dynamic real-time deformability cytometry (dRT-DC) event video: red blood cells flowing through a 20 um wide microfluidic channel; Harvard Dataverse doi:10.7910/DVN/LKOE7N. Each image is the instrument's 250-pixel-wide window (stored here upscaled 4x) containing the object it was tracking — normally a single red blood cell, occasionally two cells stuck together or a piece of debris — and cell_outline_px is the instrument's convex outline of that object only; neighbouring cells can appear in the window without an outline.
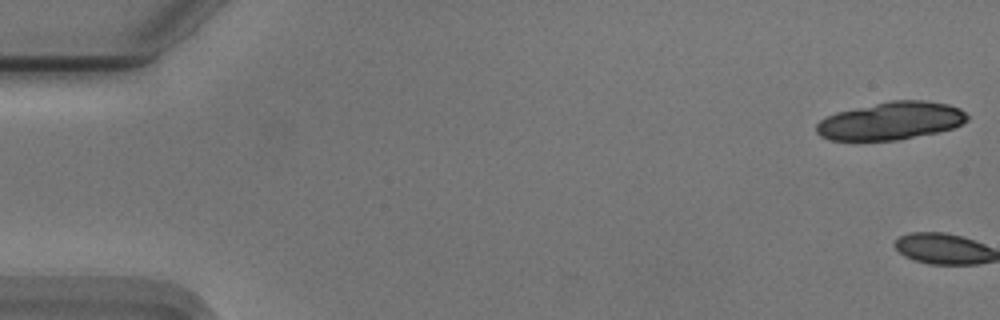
{"species": "Egyptian fruit bat (a non-hibernating species)", "species_latin": "Rousettus aegyptiacus", "temperature_condition": "cold", "stored_images_in_passage": 2, "camera_frame_rate_fps": 3000, "um_per_image_px": 0.085, "animal": {"sex": "male"}, "frame": {"image": 1, "passage_image": 1, "time_ms": 0.0, "image_size_px": [1000, 320], "cell_outline_px": [[968, 120], [952, 128], [936, 132], [896, 140], [828, 140], [820, 136], [816, 132], [816, 124], [820, 120], [836, 112], [892, 100], [924, 100], [948, 104], [960, 108], [968, 116]], "centroid_in_image_um": [75.71, 10.27], "position_along_channel_um": 9.3, "area_um2": 33.0}}